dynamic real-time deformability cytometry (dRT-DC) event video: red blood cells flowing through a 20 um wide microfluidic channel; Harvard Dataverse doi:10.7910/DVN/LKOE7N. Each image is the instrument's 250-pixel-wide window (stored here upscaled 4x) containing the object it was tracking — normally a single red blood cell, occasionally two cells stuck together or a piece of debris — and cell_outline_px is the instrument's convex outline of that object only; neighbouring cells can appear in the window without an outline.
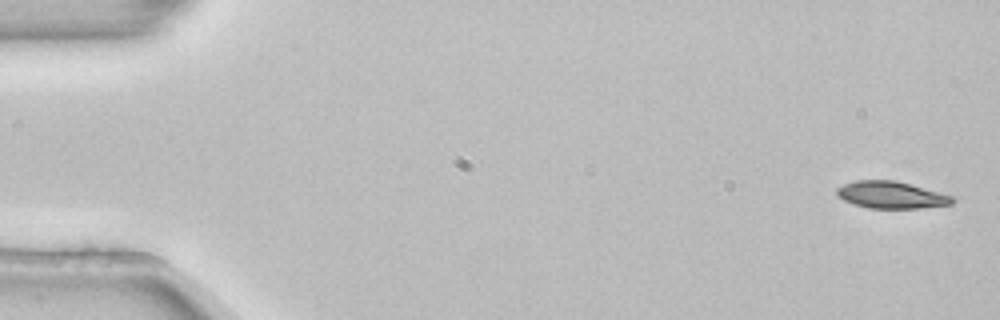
{"species": "common noctule bat (a hibernating species)", "species_latin": "Nyctalus noctula", "temperature_condition": "room temperature", "stored_images_in_passage": 4, "camera_frame_rate_fps": 3000, "um_per_image_px": 0.085, "animal": {"sex": "female", "body_mass_g": 22.7, "forearm_length_mm": 54.2}, "frame": {"image": 1, "passage_image": 1, "time_ms": 0.0, "image_size_px": [1000, 320], "cell_outline_px": [[956, 200], [952, 204], [920, 208], [868, 208], [844, 200], [836, 196], [836, 188], [844, 184], [856, 180], [896, 180], [952, 196]], "centroid_in_image_um": [75.73, 16.56], "position_along_channel_um": 9.3, "area_um2": 18.09}}